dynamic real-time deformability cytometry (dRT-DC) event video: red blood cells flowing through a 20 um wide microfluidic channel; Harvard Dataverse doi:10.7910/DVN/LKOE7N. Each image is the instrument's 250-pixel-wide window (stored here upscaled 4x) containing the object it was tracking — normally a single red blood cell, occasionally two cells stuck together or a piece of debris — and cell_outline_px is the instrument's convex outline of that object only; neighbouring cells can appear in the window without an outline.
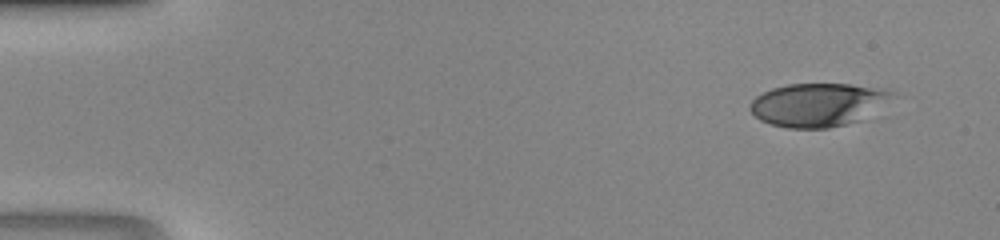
{"species": "human", "species_latin": "Homo sapiens", "temperature_condition": "room temperature", "stored_images_in_passage": 44, "camera_frame_rate_fps": 3000, "um_per_image_px": 0.085, "donor": {"sex": "male"}, "frame": {"image": 1, "passage_image": 1, "time_ms": 0.0, "image_size_px": [1000, 240], "cell_outline_px": [[896, 96], [860, 120], [828, 128], [788, 128], [772, 124], [760, 120], [748, 108], [748, 104], [756, 96], [772, 88], [788, 84], [852, 84], [888, 88], [896, 92]], "centroid_in_image_um": [69.55, 8.88], "position_along_channel_um": 15.4, "area_um2": 36.01}}
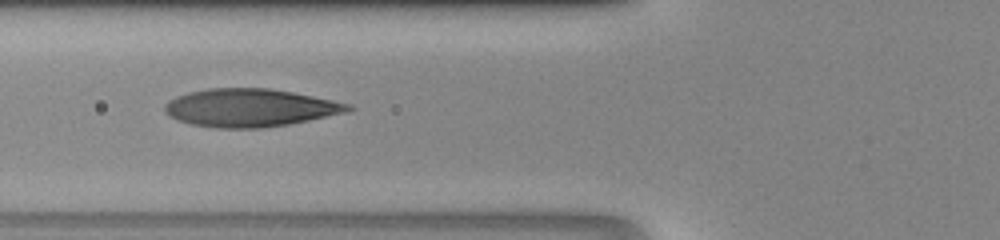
{"frame": {"image": 2, "passage_image": 16, "time_ms": 5.0, "image_size_px": [1000, 240], "cell_outline_px": [[356, 108], [348, 112], [288, 124], [260, 128], [216, 128], [192, 124], [176, 120], [168, 116], [164, 112], [164, 104], [168, 100], [176, 96], [188, 92], [208, 88], [268, 88], [292, 92], [352, 104]], "centroid_in_image_um": [21.22, 9.16], "position_along_channel_um": 104.6, "area_um2": 40.69}}
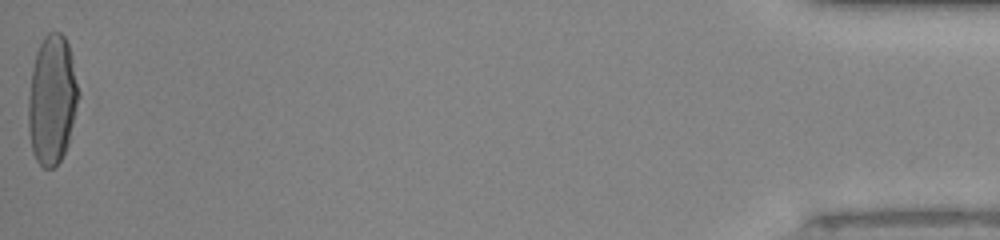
{"frame": {"image": 3, "passage_image": 44, "time_ms": 14.333, "image_size_px": [1000, 240], "cell_outline_px": [[80, 96], [68, 144], [60, 160], [52, 168], [44, 168], [36, 160], [32, 152], [28, 128], [28, 96], [32, 68], [36, 52], [44, 36], [48, 32], [60, 32], [64, 36], [68, 44], [80, 92]], "centroid_in_image_um": [4.42, 8.48], "position_along_channel_um": 430.8, "area_um2": 37.97}}